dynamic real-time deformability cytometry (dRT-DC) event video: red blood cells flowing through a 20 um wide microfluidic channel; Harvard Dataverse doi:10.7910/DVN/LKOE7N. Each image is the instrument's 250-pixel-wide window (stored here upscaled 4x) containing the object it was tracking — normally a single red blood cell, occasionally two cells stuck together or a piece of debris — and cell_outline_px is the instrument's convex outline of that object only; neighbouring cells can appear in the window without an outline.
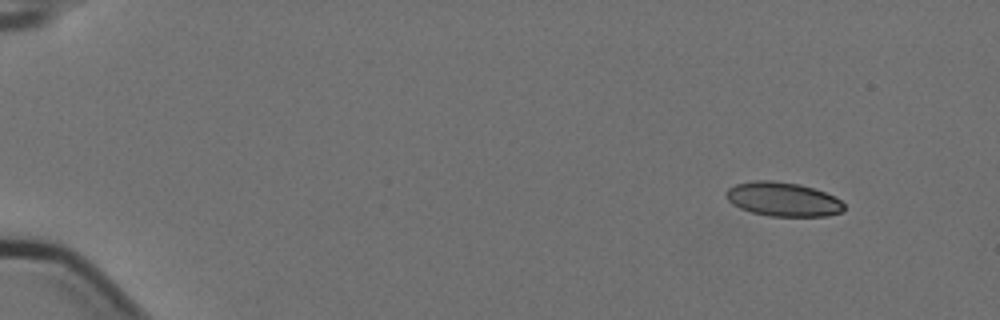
{"species": "Egyptian fruit bat (a non-hibernating species)", "species_latin": "Rousettus aegyptiacus", "temperature_condition": "cold", "stored_images_in_passage": 4, "camera_frame_rate_fps": 3000, "um_per_image_px": 0.085, "animal": {"sex": "female"}, "frame": {"image": 1, "passage_image": 1, "time_ms": 0.0, "image_size_px": [1000, 320], "cell_outline_px": [[844, 212], [828, 216], [768, 216], [752, 212], [740, 208], [732, 204], [724, 196], [724, 192], [728, 188], [736, 184], [752, 180], [772, 180], [800, 184], [824, 192], [840, 200], [844, 204]], "centroid_in_image_um": [66.52, 16.93], "position_along_channel_um": 18.5, "area_um2": 23.58}}